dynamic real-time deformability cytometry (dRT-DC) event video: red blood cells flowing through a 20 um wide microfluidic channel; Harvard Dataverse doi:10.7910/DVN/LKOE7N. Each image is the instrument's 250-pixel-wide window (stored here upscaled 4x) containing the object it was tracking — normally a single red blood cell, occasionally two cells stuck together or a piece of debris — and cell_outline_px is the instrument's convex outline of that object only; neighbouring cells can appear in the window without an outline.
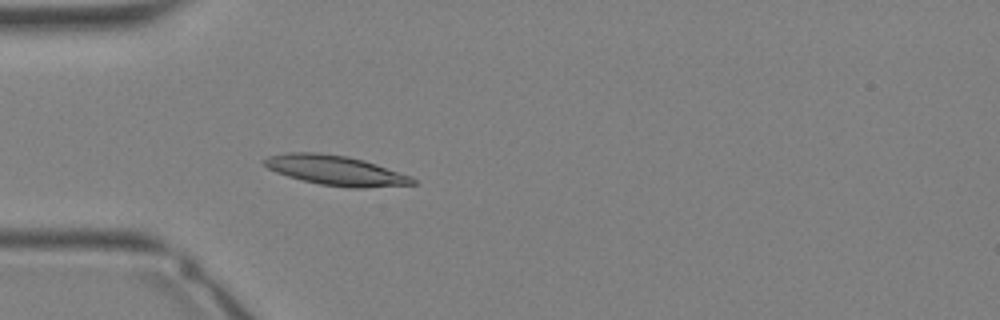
{"species": "Egyptian fruit bat (a non-hibernating species)", "species_latin": "Rousettus aegyptiacus", "temperature_condition": "warm", "stored_images_in_passage": 25, "camera_frame_rate_fps": 3000, "um_per_image_px": 0.085, "animal": {"sex": "female"}, "frame": {"image": 1, "passage_image": 1, "time_ms": 0.0, "image_size_px": [1000, 320], "cell_outline_px": [[416, 184], [364, 188], [348, 188], [320, 184], [288, 176], [276, 172], [268, 168], [260, 160], [268, 156], [288, 152], [320, 152], [348, 156], [364, 160], [412, 176], [416, 180]], "centroid_in_image_um": [28.53, 14.47], "position_along_channel_um": 56.5, "area_um2": 25.89}}
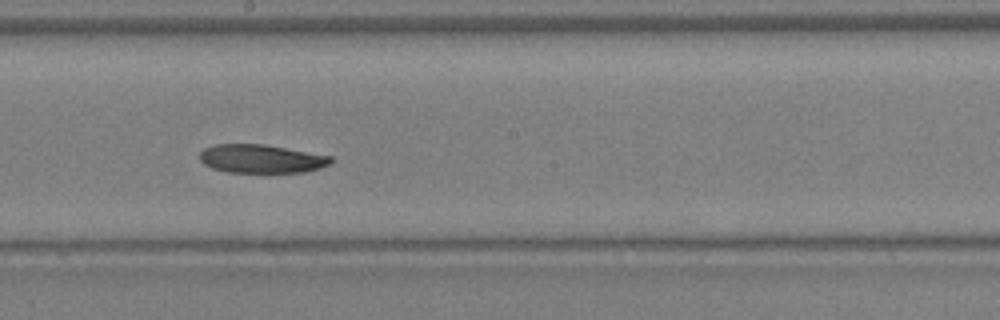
{"frame": {"image": 2, "passage_image": 10, "time_ms": 3.0, "image_size_px": [1000, 320], "cell_outline_px": [[332, 160], [328, 164], [320, 168], [304, 172], [228, 172], [212, 168], [204, 164], [200, 160], [200, 152], [204, 148], [216, 144], [264, 144], [332, 156]], "centroid_in_image_um": [22.19, 13.49], "position_along_channel_um": 226.0, "area_um2": 21.68}}
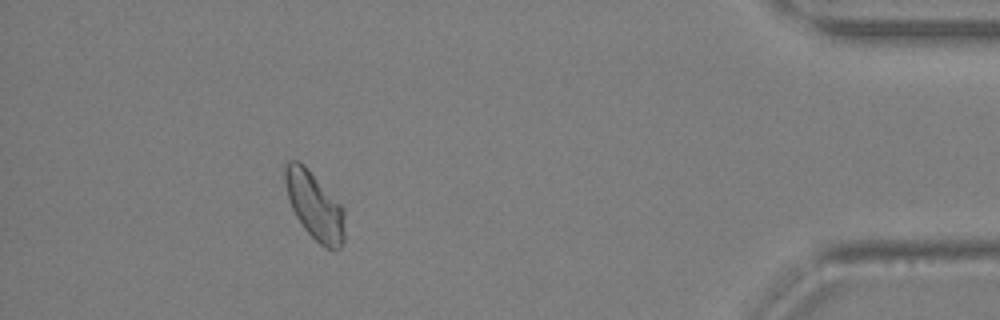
{"frame": {"image": 3, "passage_image": 22, "time_ms": 7.0, "image_size_px": [1000, 320], "cell_outline_px": [[344, 240], [340, 248], [336, 252], [332, 252], [324, 248], [304, 228], [296, 216], [288, 200], [284, 180], [284, 164], [288, 160], [296, 160], [304, 164], [344, 208]], "centroid_in_image_um": [26.74, 17.5], "position_along_channel_um": 408.5, "area_um2": 23.7}}